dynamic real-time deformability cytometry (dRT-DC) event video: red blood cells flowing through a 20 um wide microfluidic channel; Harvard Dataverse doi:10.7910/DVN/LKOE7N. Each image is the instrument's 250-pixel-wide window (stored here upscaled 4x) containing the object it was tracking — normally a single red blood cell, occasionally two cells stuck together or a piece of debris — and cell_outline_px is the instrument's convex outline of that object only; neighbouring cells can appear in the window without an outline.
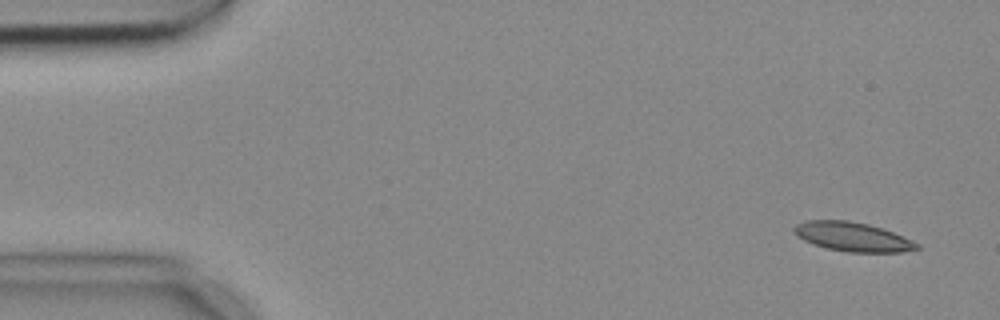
{"species": "common noctule bat (a hibernating species)", "species_latin": "Nyctalus noctula", "temperature_condition": "cold", "stored_images_in_passage": 4, "camera_frame_rate_fps": 3000, "um_per_image_px": 0.085, "animal": {"sex": "female", "body_mass_g": 18.4}, "frame": {"image": 1, "passage_image": 1, "time_ms": 0.0, "image_size_px": [1000, 320], "cell_outline_px": [[920, 248], [904, 252], [848, 252], [828, 248], [812, 244], [796, 236], [792, 232], [792, 228], [796, 224], [804, 220], [848, 220], [868, 224], [892, 232], [912, 240], [920, 244]], "centroid_in_image_um": [72.43, 20.12], "position_along_channel_um": 12.6, "area_um2": 20.92}}
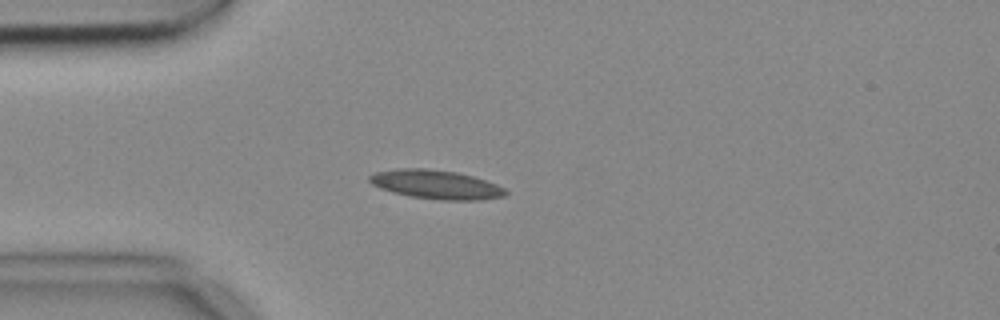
{"frame": {"image": 2, "passage_image": 4, "time_ms": 1.0, "image_size_px": [1000, 320], "cell_outline_px": [[508, 192], [504, 196], [480, 200], [440, 200], [408, 196], [392, 192], [380, 188], [372, 184], [368, 180], [368, 176], [376, 172], [396, 168], [424, 168], [456, 172], [472, 176], [496, 184], [504, 188]], "centroid_in_image_um": [37.03, 15.68], "position_along_channel_um": 48.0, "area_um2": 22.95}}